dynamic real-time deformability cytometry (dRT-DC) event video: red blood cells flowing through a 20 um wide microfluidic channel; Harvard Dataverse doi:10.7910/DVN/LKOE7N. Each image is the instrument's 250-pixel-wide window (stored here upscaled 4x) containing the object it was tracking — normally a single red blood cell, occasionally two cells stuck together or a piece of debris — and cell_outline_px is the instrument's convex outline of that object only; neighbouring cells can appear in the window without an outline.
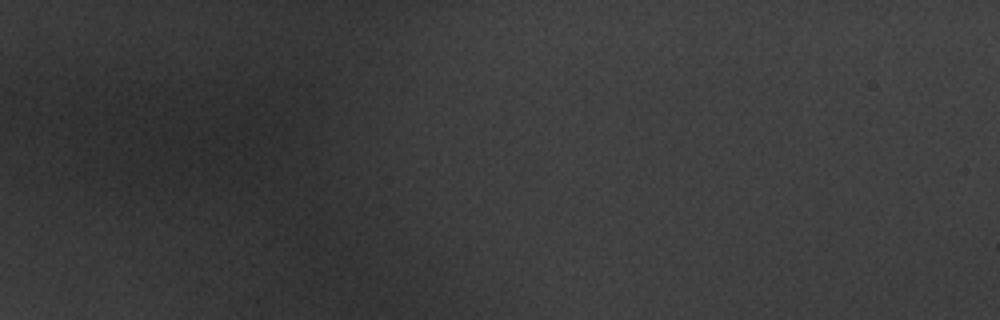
{"species": "common noctule bat (a hibernating species)", "species_latin": "Nyctalus noctula", "temperature_condition": "warm", "stored_images_in_passage": 2, "camera_frame_rate_fps": 3000, "um_per_image_px": 0.085, "animal": {"sex": "male", "body_mass_g": 20.1, "forearm_length_mm": 53.5}, "frame": {"image": 1, "passage_image": 1, "time_ms": 0.0, "image_size_px": [1000, 320], "cell_outline_px": [[296, 148], [272, 172], [256, 172], [216, 156], [212, 152], [204, 136], [240, 112], [280, 112], [296, 144]], "centroid_in_image_um": [21.51, 11.97], "position_along_channel_um": 63.5, "area_um2": 28.38}}